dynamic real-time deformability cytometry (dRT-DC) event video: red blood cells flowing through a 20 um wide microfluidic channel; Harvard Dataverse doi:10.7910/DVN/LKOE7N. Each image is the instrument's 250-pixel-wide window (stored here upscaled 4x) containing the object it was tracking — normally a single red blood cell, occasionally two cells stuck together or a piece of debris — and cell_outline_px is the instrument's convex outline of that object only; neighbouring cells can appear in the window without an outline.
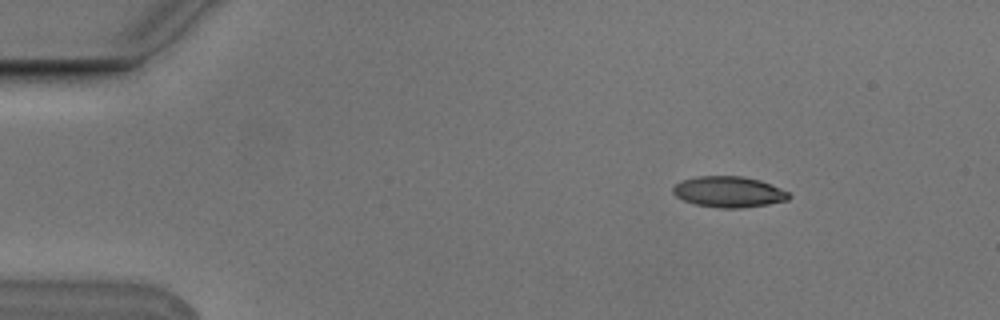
{"species": "Egyptian fruit bat (a non-hibernating species)", "species_latin": "Rousettus aegyptiacus", "temperature_condition": "cold", "stored_images_in_passage": 6, "camera_frame_rate_fps": 3000, "um_per_image_px": 0.085, "animal": {"sex": "male"}, "frame": {"image": 1, "passage_image": 2, "time_ms": 0.333, "image_size_px": [1000, 320], "cell_outline_px": [[792, 196], [788, 200], [768, 204], [740, 208], [720, 208], [696, 204], [684, 200], [676, 196], [672, 192], [672, 188], [680, 180], [696, 176], [740, 176], [760, 180], [788, 192]], "centroid_in_image_um": [61.92, 16.3], "position_along_channel_um": 23.1, "area_um2": 20.81}}
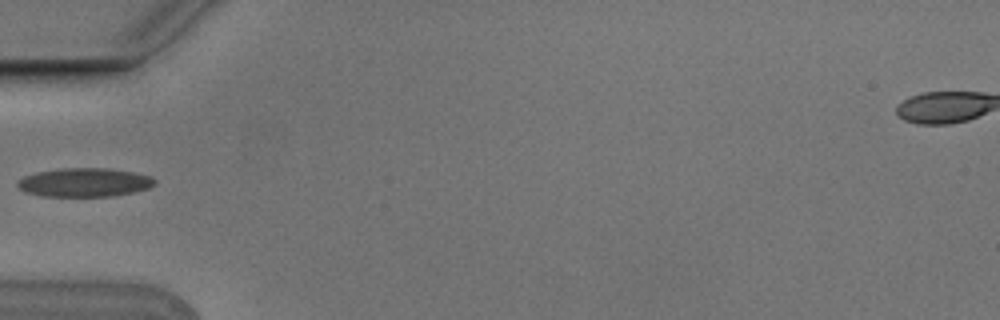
{"frame": {"image": 2, "passage_image": 5, "time_ms": 1.333, "image_size_px": [1000, 320], "cell_outline_px": [[156, 184], [148, 188], [132, 192], [112, 196], [44, 196], [24, 192], [16, 184], [16, 180], [24, 176], [36, 172], [60, 168], [108, 168], [132, 172], [152, 176], [156, 180]], "centroid_in_image_um": [7.16, 15.5], "position_along_channel_um": 77.8, "area_um2": 23.06}}